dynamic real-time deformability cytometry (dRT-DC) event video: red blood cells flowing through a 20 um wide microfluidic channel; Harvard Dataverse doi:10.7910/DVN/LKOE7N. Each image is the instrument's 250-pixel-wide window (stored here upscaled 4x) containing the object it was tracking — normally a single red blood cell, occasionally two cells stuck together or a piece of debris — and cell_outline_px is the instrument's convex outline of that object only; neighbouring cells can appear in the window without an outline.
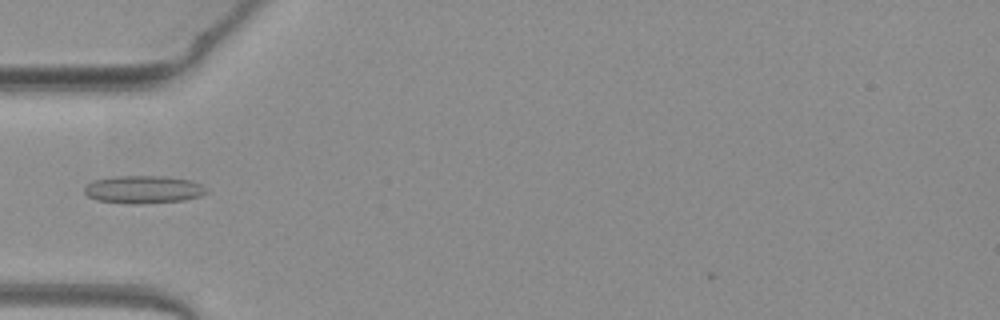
{"species": "common noctule bat (a hibernating species)", "species_latin": "Nyctalus noctula", "temperature_condition": "warm", "stored_images_in_passage": 34, "camera_frame_rate_fps": 3000, "um_per_image_px": 0.085, "animal": {"sex": "female", "body_mass_g": 19.3, "forearm_length_mm": 54.1}, "frame": {"image": 1, "passage_image": 3, "time_ms": 0.667, "image_size_px": [1000, 320], "cell_outline_px": [[208, 192], [200, 196], [184, 200], [136, 204], [132, 204], [96, 200], [88, 196], [84, 192], [84, 188], [88, 184], [96, 180], [112, 176], [168, 176], [192, 180], [200, 184]], "centroid_in_image_um": [12.19, 16.1], "position_along_channel_um": 72.8, "area_um2": 19.71}}
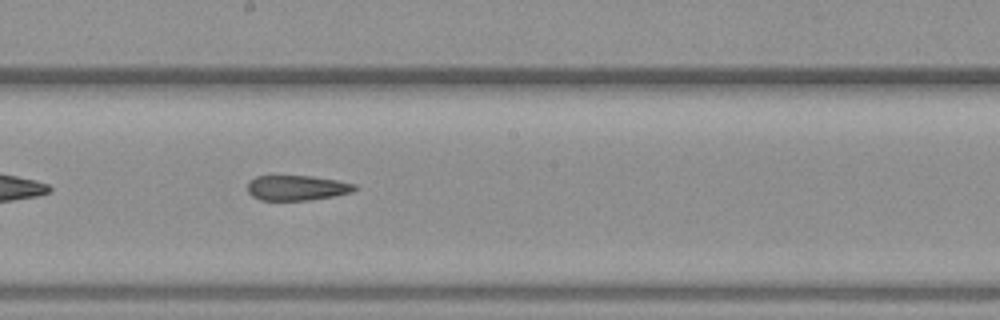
{"frame": {"image": 2, "passage_image": 14, "time_ms": 4.333, "image_size_px": [1000, 320], "cell_outline_px": [[356, 188], [352, 192], [332, 196], [308, 200], [260, 200], [252, 196], [248, 192], [248, 184], [256, 176], [312, 176], [336, 180], [356, 184]], "centroid_in_image_um": [25.23, 15.97], "position_along_channel_um": 223.0, "area_um2": 15.49}}
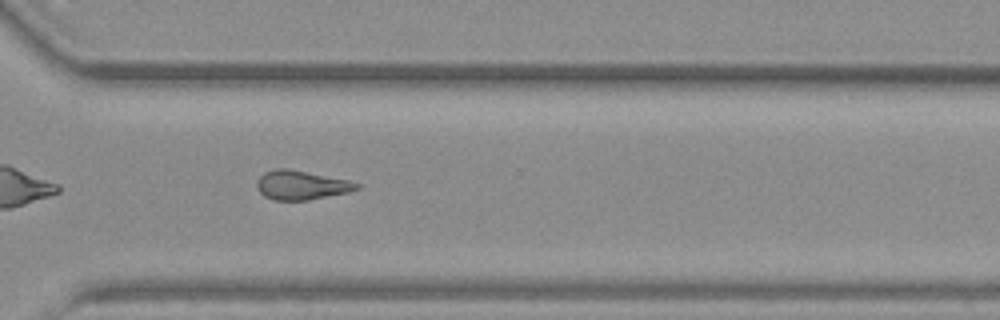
{"frame": {"image": 3, "passage_image": 23, "time_ms": 7.333, "image_size_px": [1000, 320], "cell_outline_px": [[360, 188], [348, 192], [308, 200], [272, 200], [264, 196], [256, 188], [256, 180], [264, 172], [276, 168], [288, 168], [348, 180], [360, 184]], "centroid_in_image_um": [25.57, 15.73], "position_along_channel_um": 345.0, "area_um2": 16.99}, "authors_computed_cell_mechanics": {"area_um2": 16.762, "velocity_mm_per_s": 4.073, "shape_relaxation_time_tau1_ms": null, "shape_relaxation_time_tau2_ms": 5.04, "deformation_change_tau1": null, "deformation_change_tau2": 0.1594}}